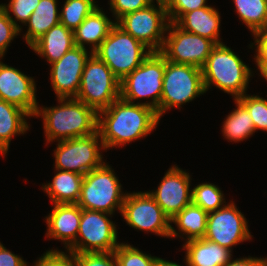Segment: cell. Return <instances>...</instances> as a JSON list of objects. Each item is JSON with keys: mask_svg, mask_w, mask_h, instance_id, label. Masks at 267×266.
<instances>
[{"mask_svg": "<svg viewBox=\"0 0 267 266\" xmlns=\"http://www.w3.org/2000/svg\"><path fill=\"white\" fill-rule=\"evenodd\" d=\"M92 54L86 47L74 46L50 64V80L57 99L76 98L85 64Z\"/></svg>", "mask_w": 267, "mask_h": 266, "instance_id": "cell-15", "label": "cell"}, {"mask_svg": "<svg viewBox=\"0 0 267 266\" xmlns=\"http://www.w3.org/2000/svg\"><path fill=\"white\" fill-rule=\"evenodd\" d=\"M123 193L114 169L104 162L100 167L84 175L77 204L82 209L113 215L115 210L119 213L122 211L127 192Z\"/></svg>", "mask_w": 267, "mask_h": 266, "instance_id": "cell-5", "label": "cell"}, {"mask_svg": "<svg viewBox=\"0 0 267 266\" xmlns=\"http://www.w3.org/2000/svg\"><path fill=\"white\" fill-rule=\"evenodd\" d=\"M152 51L115 24L93 52L121 81L140 66Z\"/></svg>", "mask_w": 267, "mask_h": 266, "instance_id": "cell-6", "label": "cell"}, {"mask_svg": "<svg viewBox=\"0 0 267 266\" xmlns=\"http://www.w3.org/2000/svg\"><path fill=\"white\" fill-rule=\"evenodd\" d=\"M75 45L73 30L59 23L50 28L30 48L49 64L58 61Z\"/></svg>", "mask_w": 267, "mask_h": 266, "instance_id": "cell-20", "label": "cell"}, {"mask_svg": "<svg viewBox=\"0 0 267 266\" xmlns=\"http://www.w3.org/2000/svg\"><path fill=\"white\" fill-rule=\"evenodd\" d=\"M263 265V258L258 257H243V258H236L235 260L231 258V260L225 266H262Z\"/></svg>", "mask_w": 267, "mask_h": 266, "instance_id": "cell-41", "label": "cell"}, {"mask_svg": "<svg viewBox=\"0 0 267 266\" xmlns=\"http://www.w3.org/2000/svg\"><path fill=\"white\" fill-rule=\"evenodd\" d=\"M238 100L247 108L255 127V131L267 132V99L259 95L244 94Z\"/></svg>", "mask_w": 267, "mask_h": 266, "instance_id": "cell-32", "label": "cell"}, {"mask_svg": "<svg viewBox=\"0 0 267 266\" xmlns=\"http://www.w3.org/2000/svg\"><path fill=\"white\" fill-rule=\"evenodd\" d=\"M234 101L237 108L224 119L222 133L230 142H240L248 139L256 131L247 108L238 99Z\"/></svg>", "mask_w": 267, "mask_h": 266, "instance_id": "cell-27", "label": "cell"}, {"mask_svg": "<svg viewBox=\"0 0 267 266\" xmlns=\"http://www.w3.org/2000/svg\"><path fill=\"white\" fill-rule=\"evenodd\" d=\"M52 183L42 185L53 204H77L84 175L66 170L55 169Z\"/></svg>", "mask_w": 267, "mask_h": 266, "instance_id": "cell-23", "label": "cell"}, {"mask_svg": "<svg viewBox=\"0 0 267 266\" xmlns=\"http://www.w3.org/2000/svg\"><path fill=\"white\" fill-rule=\"evenodd\" d=\"M39 3L40 0H10L8 4L1 3V5L21 33L22 26L17 22L19 21V23L21 22V24L25 25ZM11 13L15 16L14 18Z\"/></svg>", "mask_w": 267, "mask_h": 266, "instance_id": "cell-33", "label": "cell"}, {"mask_svg": "<svg viewBox=\"0 0 267 266\" xmlns=\"http://www.w3.org/2000/svg\"><path fill=\"white\" fill-rule=\"evenodd\" d=\"M118 98H120V80L93 53L85 64L76 99L99 113Z\"/></svg>", "mask_w": 267, "mask_h": 266, "instance_id": "cell-8", "label": "cell"}, {"mask_svg": "<svg viewBox=\"0 0 267 266\" xmlns=\"http://www.w3.org/2000/svg\"><path fill=\"white\" fill-rule=\"evenodd\" d=\"M36 91L33 77L0 61V100L16 105L34 117L39 105Z\"/></svg>", "mask_w": 267, "mask_h": 266, "instance_id": "cell-17", "label": "cell"}, {"mask_svg": "<svg viewBox=\"0 0 267 266\" xmlns=\"http://www.w3.org/2000/svg\"><path fill=\"white\" fill-rule=\"evenodd\" d=\"M220 17L218 10L209 6L184 13L175 24L182 30L212 40L218 45L223 43L219 37Z\"/></svg>", "mask_w": 267, "mask_h": 266, "instance_id": "cell-19", "label": "cell"}, {"mask_svg": "<svg viewBox=\"0 0 267 266\" xmlns=\"http://www.w3.org/2000/svg\"><path fill=\"white\" fill-rule=\"evenodd\" d=\"M160 53L166 60L187 64L202 69L216 44L207 38L195 35L169 22Z\"/></svg>", "mask_w": 267, "mask_h": 266, "instance_id": "cell-12", "label": "cell"}, {"mask_svg": "<svg viewBox=\"0 0 267 266\" xmlns=\"http://www.w3.org/2000/svg\"><path fill=\"white\" fill-rule=\"evenodd\" d=\"M159 120L153 108L118 98L98 113V131L104 150L148 136L156 129Z\"/></svg>", "mask_w": 267, "mask_h": 266, "instance_id": "cell-1", "label": "cell"}, {"mask_svg": "<svg viewBox=\"0 0 267 266\" xmlns=\"http://www.w3.org/2000/svg\"><path fill=\"white\" fill-rule=\"evenodd\" d=\"M76 266H119L114 252L74 253Z\"/></svg>", "mask_w": 267, "mask_h": 266, "instance_id": "cell-35", "label": "cell"}, {"mask_svg": "<svg viewBox=\"0 0 267 266\" xmlns=\"http://www.w3.org/2000/svg\"><path fill=\"white\" fill-rule=\"evenodd\" d=\"M95 0H66L59 12L60 23L66 28L75 30L84 19L99 6Z\"/></svg>", "mask_w": 267, "mask_h": 266, "instance_id": "cell-29", "label": "cell"}, {"mask_svg": "<svg viewBox=\"0 0 267 266\" xmlns=\"http://www.w3.org/2000/svg\"><path fill=\"white\" fill-rule=\"evenodd\" d=\"M252 70L239 55L225 44L216 45L202 67L205 92L211 86L232 95L233 99L242 97L248 88Z\"/></svg>", "mask_w": 267, "mask_h": 266, "instance_id": "cell-3", "label": "cell"}, {"mask_svg": "<svg viewBox=\"0 0 267 266\" xmlns=\"http://www.w3.org/2000/svg\"><path fill=\"white\" fill-rule=\"evenodd\" d=\"M57 106H38L46 144L91 135L98 131V113L76 98H58Z\"/></svg>", "mask_w": 267, "mask_h": 266, "instance_id": "cell-2", "label": "cell"}, {"mask_svg": "<svg viewBox=\"0 0 267 266\" xmlns=\"http://www.w3.org/2000/svg\"><path fill=\"white\" fill-rule=\"evenodd\" d=\"M260 75L267 81V64H256Z\"/></svg>", "mask_w": 267, "mask_h": 266, "instance_id": "cell-43", "label": "cell"}, {"mask_svg": "<svg viewBox=\"0 0 267 266\" xmlns=\"http://www.w3.org/2000/svg\"><path fill=\"white\" fill-rule=\"evenodd\" d=\"M115 24L116 22L109 19L103 9L98 7L73 30L75 45L83 48L85 44L91 45L89 48L94 52Z\"/></svg>", "mask_w": 267, "mask_h": 266, "instance_id": "cell-21", "label": "cell"}, {"mask_svg": "<svg viewBox=\"0 0 267 266\" xmlns=\"http://www.w3.org/2000/svg\"><path fill=\"white\" fill-rule=\"evenodd\" d=\"M100 142V143H99ZM54 150L55 169L85 175L100 167L104 150L99 131L84 137L58 141Z\"/></svg>", "mask_w": 267, "mask_h": 266, "instance_id": "cell-11", "label": "cell"}, {"mask_svg": "<svg viewBox=\"0 0 267 266\" xmlns=\"http://www.w3.org/2000/svg\"><path fill=\"white\" fill-rule=\"evenodd\" d=\"M120 215L136 230L169 238L170 218L147 191L127 193Z\"/></svg>", "mask_w": 267, "mask_h": 266, "instance_id": "cell-13", "label": "cell"}, {"mask_svg": "<svg viewBox=\"0 0 267 266\" xmlns=\"http://www.w3.org/2000/svg\"><path fill=\"white\" fill-rule=\"evenodd\" d=\"M252 36H254V43L249 46L256 47L255 64H267V28L254 32Z\"/></svg>", "mask_w": 267, "mask_h": 266, "instance_id": "cell-39", "label": "cell"}, {"mask_svg": "<svg viewBox=\"0 0 267 266\" xmlns=\"http://www.w3.org/2000/svg\"><path fill=\"white\" fill-rule=\"evenodd\" d=\"M19 34L20 29L13 23L0 4V57H4L11 41Z\"/></svg>", "mask_w": 267, "mask_h": 266, "instance_id": "cell-36", "label": "cell"}, {"mask_svg": "<svg viewBox=\"0 0 267 266\" xmlns=\"http://www.w3.org/2000/svg\"><path fill=\"white\" fill-rule=\"evenodd\" d=\"M112 214L82 209L76 241L66 250L71 253L114 252L121 244L117 242V227L108 217Z\"/></svg>", "mask_w": 267, "mask_h": 266, "instance_id": "cell-10", "label": "cell"}, {"mask_svg": "<svg viewBox=\"0 0 267 266\" xmlns=\"http://www.w3.org/2000/svg\"><path fill=\"white\" fill-rule=\"evenodd\" d=\"M239 19L252 34L267 28V0H233Z\"/></svg>", "mask_w": 267, "mask_h": 266, "instance_id": "cell-28", "label": "cell"}, {"mask_svg": "<svg viewBox=\"0 0 267 266\" xmlns=\"http://www.w3.org/2000/svg\"><path fill=\"white\" fill-rule=\"evenodd\" d=\"M57 5V0H40L29 20L25 23L28 28L23 38L29 48L50 28L60 23V11H58Z\"/></svg>", "mask_w": 267, "mask_h": 266, "instance_id": "cell-26", "label": "cell"}, {"mask_svg": "<svg viewBox=\"0 0 267 266\" xmlns=\"http://www.w3.org/2000/svg\"><path fill=\"white\" fill-rule=\"evenodd\" d=\"M185 259L188 266H225L232 258V251L205 238L185 242Z\"/></svg>", "mask_w": 267, "mask_h": 266, "instance_id": "cell-22", "label": "cell"}, {"mask_svg": "<svg viewBox=\"0 0 267 266\" xmlns=\"http://www.w3.org/2000/svg\"><path fill=\"white\" fill-rule=\"evenodd\" d=\"M207 0H165L169 22L175 23L184 13L209 7Z\"/></svg>", "mask_w": 267, "mask_h": 266, "instance_id": "cell-34", "label": "cell"}, {"mask_svg": "<svg viewBox=\"0 0 267 266\" xmlns=\"http://www.w3.org/2000/svg\"><path fill=\"white\" fill-rule=\"evenodd\" d=\"M208 214L191 202L170 220L171 224L174 223L177 226L180 233L171 225L169 238L182 237L185 239V235V242L203 238L206 233Z\"/></svg>", "mask_w": 267, "mask_h": 266, "instance_id": "cell-24", "label": "cell"}, {"mask_svg": "<svg viewBox=\"0 0 267 266\" xmlns=\"http://www.w3.org/2000/svg\"><path fill=\"white\" fill-rule=\"evenodd\" d=\"M192 203L207 213L216 211L226 203L221 189L213 183H200L192 189Z\"/></svg>", "mask_w": 267, "mask_h": 266, "instance_id": "cell-30", "label": "cell"}, {"mask_svg": "<svg viewBox=\"0 0 267 266\" xmlns=\"http://www.w3.org/2000/svg\"><path fill=\"white\" fill-rule=\"evenodd\" d=\"M248 221L238 210L234 201L208 214L206 233L203 238L217 243L226 249L252 239Z\"/></svg>", "mask_w": 267, "mask_h": 266, "instance_id": "cell-14", "label": "cell"}, {"mask_svg": "<svg viewBox=\"0 0 267 266\" xmlns=\"http://www.w3.org/2000/svg\"><path fill=\"white\" fill-rule=\"evenodd\" d=\"M191 177L186 170L173 165L156 190L147 191L170 220L192 202Z\"/></svg>", "mask_w": 267, "mask_h": 266, "instance_id": "cell-16", "label": "cell"}, {"mask_svg": "<svg viewBox=\"0 0 267 266\" xmlns=\"http://www.w3.org/2000/svg\"><path fill=\"white\" fill-rule=\"evenodd\" d=\"M45 217L46 237L61 240L68 249L77 238L82 208L78 204H53V209Z\"/></svg>", "mask_w": 267, "mask_h": 266, "instance_id": "cell-18", "label": "cell"}, {"mask_svg": "<svg viewBox=\"0 0 267 266\" xmlns=\"http://www.w3.org/2000/svg\"><path fill=\"white\" fill-rule=\"evenodd\" d=\"M156 0H109L110 11L117 22L124 15L144 9Z\"/></svg>", "mask_w": 267, "mask_h": 266, "instance_id": "cell-37", "label": "cell"}, {"mask_svg": "<svg viewBox=\"0 0 267 266\" xmlns=\"http://www.w3.org/2000/svg\"><path fill=\"white\" fill-rule=\"evenodd\" d=\"M27 117H31L20 107L0 100V153L7 154L11 139L29 130Z\"/></svg>", "mask_w": 267, "mask_h": 266, "instance_id": "cell-25", "label": "cell"}, {"mask_svg": "<svg viewBox=\"0 0 267 266\" xmlns=\"http://www.w3.org/2000/svg\"><path fill=\"white\" fill-rule=\"evenodd\" d=\"M165 57L160 52H151L143 63L120 81V98L135 103L138 99L151 98L143 104L153 108L160 119Z\"/></svg>", "mask_w": 267, "mask_h": 266, "instance_id": "cell-4", "label": "cell"}, {"mask_svg": "<svg viewBox=\"0 0 267 266\" xmlns=\"http://www.w3.org/2000/svg\"><path fill=\"white\" fill-rule=\"evenodd\" d=\"M184 261L186 263L185 265L188 266L185 258H184ZM154 266H183V265H180V264H177L175 262L168 261V260L157 257V260H156Z\"/></svg>", "mask_w": 267, "mask_h": 266, "instance_id": "cell-42", "label": "cell"}, {"mask_svg": "<svg viewBox=\"0 0 267 266\" xmlns=\"http://www.w3.org/2000/svg\"><path fill=\"white\" fill-rule=\"evenodd\" d=\"M154 3L144 9L124 15L116 24L126 33L142 42L152 52H160L164 44L169 19L165 1L156 0L158 6Z\"/></svg>", "mask_w": 267, "mask_h": 266, "instance_id": "cell-9", "label": "cell"}, {"mask_svg": "<svg viewBox=\"0 0 267 266\" xmlns=\"http://www.w3.org/2000/svg\"><path fill=\"white\" fill-rule=\"evenodd\" d=\"M206 93L203 85L202 69L177 64L165 59V71L160 100V118L166 111L189 103Z\"/></svg>", "mask_w": 267, "mask_h": 266, "instance_id": "cell-7", "label": "cell"}, {"mask_svg": "<svg viewBox=\"0 0 267 266\" xmlns=\"http://www.w3.org/2000/svg\"><path fill=\"white\" fill-rule=\"evenodd\" d=\"M0 266H28L20 255H16L9 251L0 242Z\"/></svg>", "mask_w": 267, "mask_h": 266, "instance_id": "cell-40", "label": "cell"}, {"mask_svg": "<svg viewBox=\"0 0 267 266\" xmlns=\"http://www.w3.org/2000/svg\"><path fill=\"white\" fill-rule=\"evenodd\" d=\"M68 252V254H67ZM51 249L34 263V266H76L74 253Z\"/></svg>", "mask_w": 267, "mask_h": 266, "instance_id": "cell-38", "label": "cell"}, {"mask_svg": "<svg viewBox=\"0 0 267 266\" xmlns=\"http://www.w3.org/2000/svg\"><path fill=\"white\" fill-rule=\"evenodd\" d=\"M119 266H154L157 257L140 251L138 248L121 243L114 251Z\"/></svg>", "mask_w": 267, "mask_h": 266, "instance_id": "cell-31", "label": "cell"}, {"mask_svg": "<svg viewBox=\"0 0 267 266\" xmlns=\"http://www.w3.org/2000/svg\"><path fill=\"white\" fill-rule=\"evenodd\" d=\"M262 266H267V258H263V265Z\"/></svg>", "mask_w": 267, "mask_h": 266, "instance_id": "cell-44", "label": "cell"}]
</instances>
